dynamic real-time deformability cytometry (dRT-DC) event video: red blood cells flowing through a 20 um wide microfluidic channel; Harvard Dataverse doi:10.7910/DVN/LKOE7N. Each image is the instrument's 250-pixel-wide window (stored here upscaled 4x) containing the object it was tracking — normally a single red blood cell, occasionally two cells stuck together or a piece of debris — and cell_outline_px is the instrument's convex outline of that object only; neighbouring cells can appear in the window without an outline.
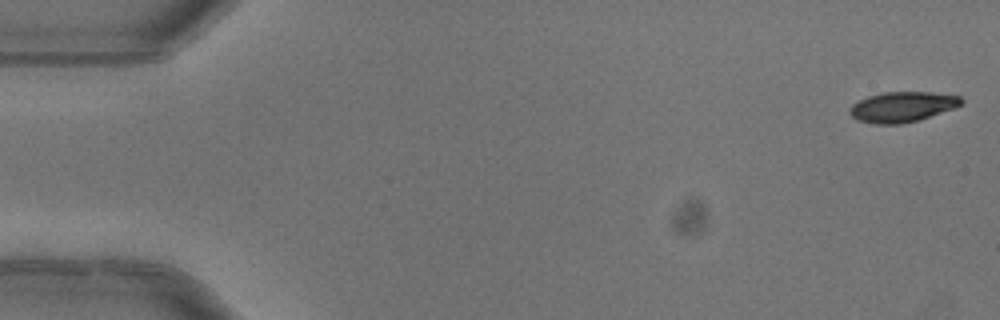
{"species": "common noctule bat (a hibernating species)", "species_latin": "Nyctalus noctula", "temperature_condition": "warm", "stored_images_in_passage": 4, "camera_frame_rate_fps": 3000, "um_per_image_px": 0.085, "animal": {"sex": "female"}, "frame": {"image": 1, "passage_image": 1, "time_ms": 0.0, "image_size_px": [1000, 320], "cell_outline_px": [[964, 100], [956, 108], [916, 120], [900, 124], [876, 124], [856, 120], [848, 112], [852, 104], [868, 96], [884, 92], [928, 92], [960, 96]], "centroid_in_image_um": [76.68, 9.08], "position_along_channel_um": 8.3, "area_um2": 19.54}}
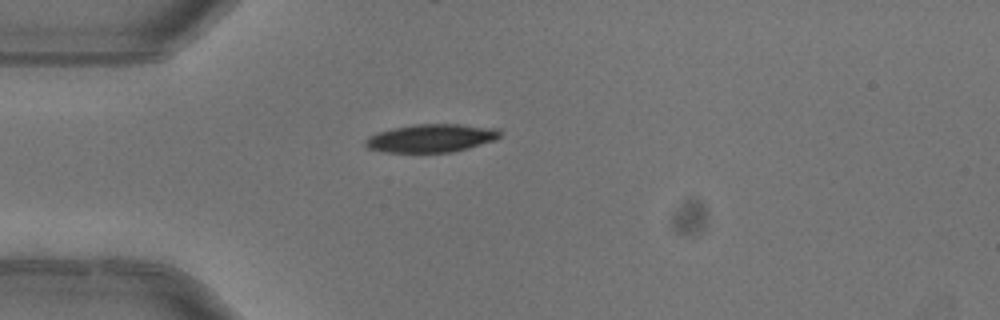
{"frame": {"image": 2, "passage_image": 4, "time_ms": 1.0, "image_size_px": [1000, 320], "cell_outline_px": [[500, 136], [496, 140], [468, 148], [452, 152], [384, 152], [368, 148], [364, 144], [364, 140], [368, 136], [376, 132], [392, 128], [416, 124], [460, 124], [500, 128]], "centroid_in_image_um": [36.65, 11.73], "position_along_channel_um": 48.4, "area_um2": 22.25}}